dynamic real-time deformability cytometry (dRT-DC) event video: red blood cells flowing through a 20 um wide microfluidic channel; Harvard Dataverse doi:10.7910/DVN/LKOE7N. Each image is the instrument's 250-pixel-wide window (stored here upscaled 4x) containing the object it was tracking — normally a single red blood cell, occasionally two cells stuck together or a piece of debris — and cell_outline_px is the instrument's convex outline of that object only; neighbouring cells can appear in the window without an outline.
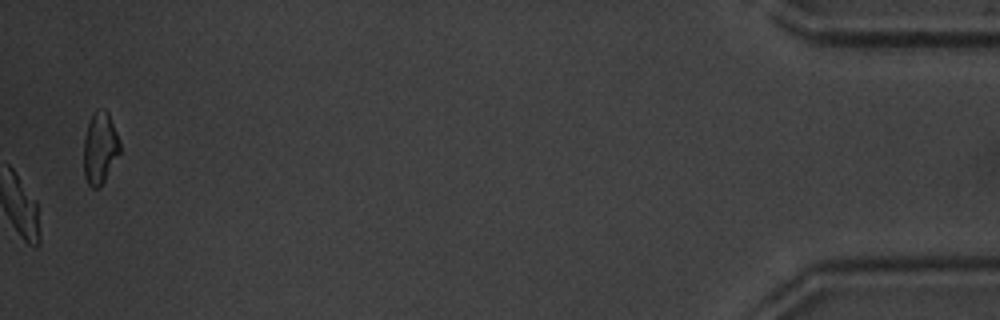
{"species": "common noctule bat (a hibernating species)", "species_latin": "Nyctalus noctula", "temperature_condition": "warm", "stored_images_in_passage": 52, "camera_frame_rate_fps": 3000, "um_per_image_px": 0.085, "animal": {"sex": "male", "body_mass_g": 20.1, "forearm_length_mm": 53.5}, "frame": {"image": 1, "passage_image": 52, "time_ms": 17.0, "image_size_px": [1000, 320], "cell_outline_px": [[120, 152], [100, 188], [92, 188], [88, 184], [84, 176], [84, 140], [88, 124], [92, 112], [96, 108], [104, 108], [108, 112], [120, 140]], "centroid_in_image_um": [8.5, 12.56], "position_along_channel_um": 426.7, "area_um2": 15.26}, "authors_computed_cell_mechanics": {"area_um2": 16.7909, "velocity_mm_per_s": 3.9929, "shape_relaxation_time_tau1_ms": 2.06, "shape_relaxation_time_tau2_ms": 4.2969, "deformation_change_tau1": 0.1487, "deformation_change_tau2": 0.108}}